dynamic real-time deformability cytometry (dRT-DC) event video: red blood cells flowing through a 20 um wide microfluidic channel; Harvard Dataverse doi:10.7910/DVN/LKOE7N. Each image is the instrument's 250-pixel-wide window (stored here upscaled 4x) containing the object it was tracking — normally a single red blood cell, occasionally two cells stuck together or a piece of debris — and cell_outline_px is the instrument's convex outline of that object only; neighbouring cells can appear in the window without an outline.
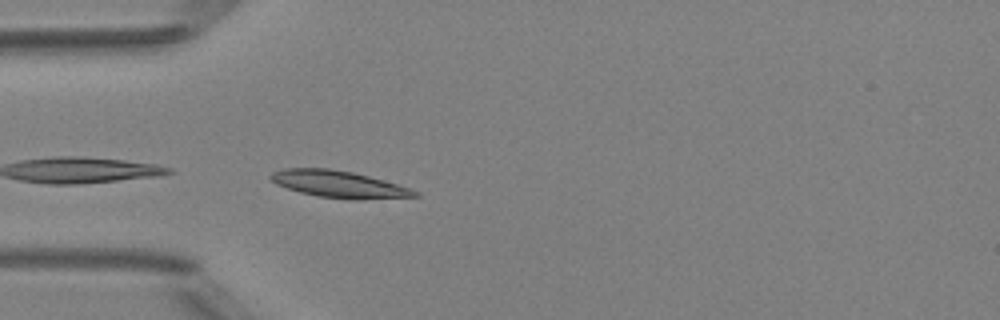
{"species": "Egyptian fruit bat (a non-hibernating species)", "species_latin": "Rousettus aegyptiacus", "temperature_condition": "room temperature", "stored_images_in_passage": 5, "camera_frame_rate_fps": 3000, "um_per_image_px": 0.085, "animal": {"sex": "female"}, "frame": {"image": 1, "passage_image": 5, "time_ms": 4.333, "image_size_px": [1000, 320], "cell_outline_px": [[420, 196], [356, 200], [320, 196], [300, 192], [276, 184], [268, 176], [272, 172], [284, 168], [328, 168], [352, 172], [384, 180], [420, 192]], "centroid_in_image_um": [28.8, 15.65], "position_along_channel_um": 56.2, "area_um2": 22.37}}